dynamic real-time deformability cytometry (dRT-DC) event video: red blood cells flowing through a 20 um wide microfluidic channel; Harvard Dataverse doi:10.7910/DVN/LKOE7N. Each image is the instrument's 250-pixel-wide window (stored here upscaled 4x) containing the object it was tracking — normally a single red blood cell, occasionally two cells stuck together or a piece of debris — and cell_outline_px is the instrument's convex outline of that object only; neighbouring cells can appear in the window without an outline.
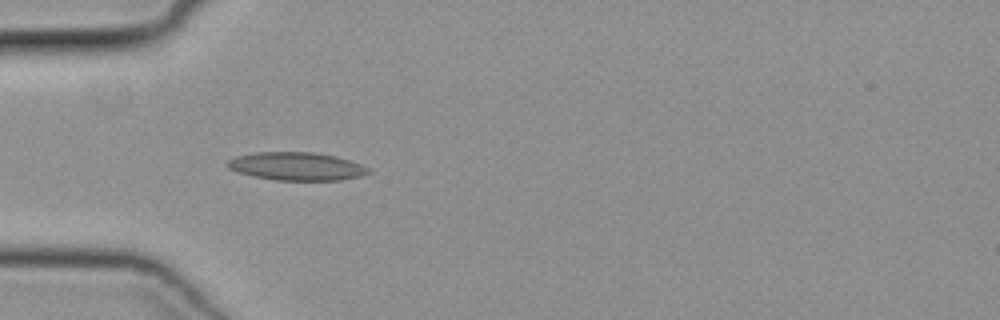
{"species": "common noctule bat (a hibernating species)", "species_latin": "Nyctalus noctula", "temperature_condition": "cold", "stored_images_in_passage": 12, "camera_frame_rate_fps": 3000, "um_per_image_px": 0.085, "animal": {"sex": "female", "body_mass_g": 19.3, "forearm_length_mm": 54.1}, "frame": {"image": 1, "passage_image": 1, "time_ms": 0.0, "image_size_px": [1000, 320], "cell_outline_px": [[372, 172], [364, 176], [340, 180], [276, 180], [252, 176], [228, 168], [224, 164], [228, 160], [236, 156], [256, 152], [312, 152], [336, 156], [360, 164], [368, 168]], "centroid_in_image_um": [25.21, 14.14], "position_along_channel_um": 59.8, "area_um2": 23.12}}
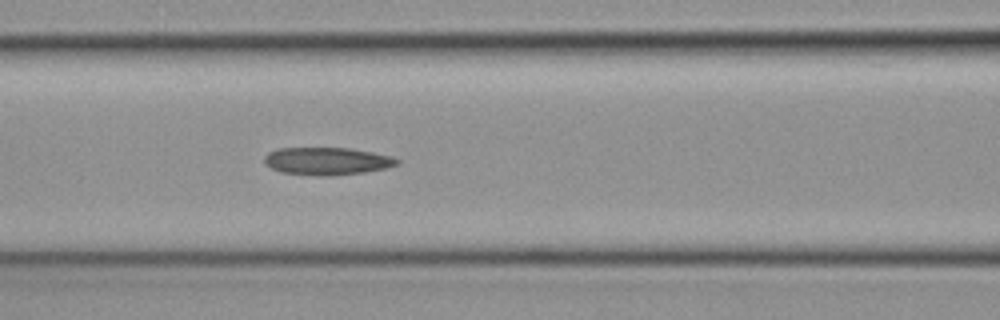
{"frame": {"image": 2, "passage_image": 7, "time_ms": 2.0, "image_size_px": [1000, 320], "cell_outline_px": [[400, 160], [396, 164], [384, 168], [364, 172], [332, 176], [316, 176], [280, 172], [264, 164], [264, 156], [268, 152], [276, 148], [348, 148], [372, 152], [388, 156]], "centroid_in_image_um": [27.71, 13.7], "position_along_channel_um": 138.9, "area_um2": 21.27}}
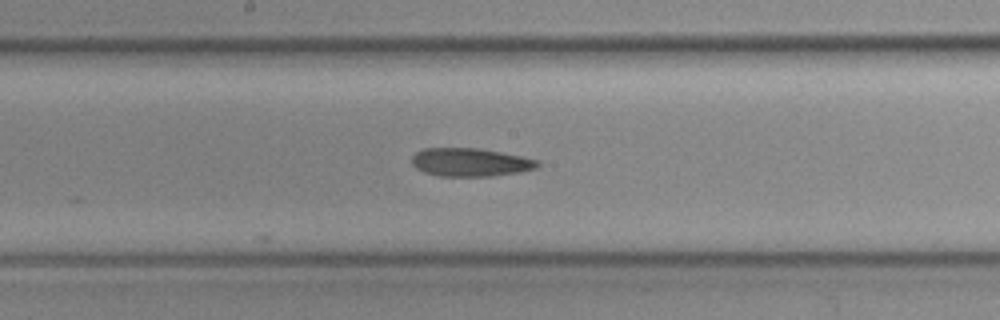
{"frame": {"image": 3, "passage_image": 12, "time_ms": 3.667, "image_size_px": [1000, 320], "cell_outline_px": [[540, 164], [536, 168], [516, 172], [492, 176], [440, 176], [424, 172], [416, 168], [412, 164], [412, 156], [416, 152], [424, 148], [480, 148], [540, 160]], "centroid_in_image_um": [39.96, 13.79], "position_along_channel_um": 208.2, "area_um2": 20.63}}